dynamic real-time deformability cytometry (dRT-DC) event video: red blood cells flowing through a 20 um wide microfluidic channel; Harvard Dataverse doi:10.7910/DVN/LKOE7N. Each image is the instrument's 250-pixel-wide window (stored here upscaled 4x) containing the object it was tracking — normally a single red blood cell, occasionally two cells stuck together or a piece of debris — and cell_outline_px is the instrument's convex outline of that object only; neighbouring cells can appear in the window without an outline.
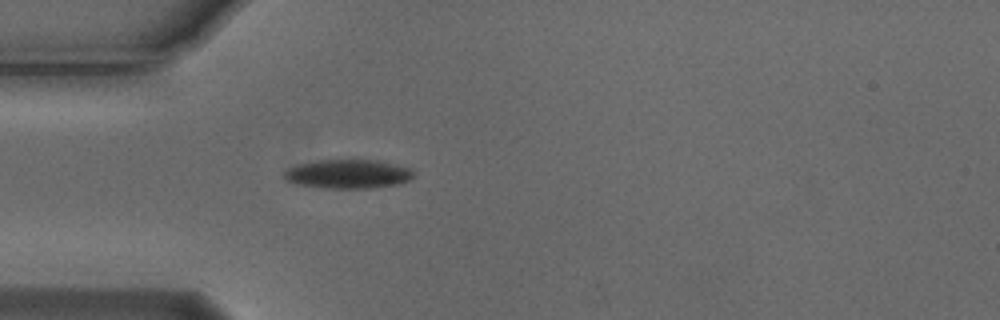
{"species": "Egyptian fruit bat (a non-hibernating species)", "species_latin": "Rousettus aegyptiacus", "temperature_condition": "cold", "stored_images_in_passage": 1, "camera_frame_rate_fps": 3000, "um_per_image_px": 0.085, "animal": {"sex": "male"}, "frame": {"image": 1, "passage_image": 1, "time_ms": 0.0, "image_size_px": [1000, 320], "cell_outline_px": [[412, 176], [408, 180], [396, 184], [368, 188], [324, 188], [292, 184], [284, 180], [284, 172], [288, 168], [300, 164], [320, 160], [376, 160], [408, 168], [412, 172]], "centroid_in_image_um": [29.48, 14.8], "position_along_channel_um": 55.5, "area_um2": 21.56}}